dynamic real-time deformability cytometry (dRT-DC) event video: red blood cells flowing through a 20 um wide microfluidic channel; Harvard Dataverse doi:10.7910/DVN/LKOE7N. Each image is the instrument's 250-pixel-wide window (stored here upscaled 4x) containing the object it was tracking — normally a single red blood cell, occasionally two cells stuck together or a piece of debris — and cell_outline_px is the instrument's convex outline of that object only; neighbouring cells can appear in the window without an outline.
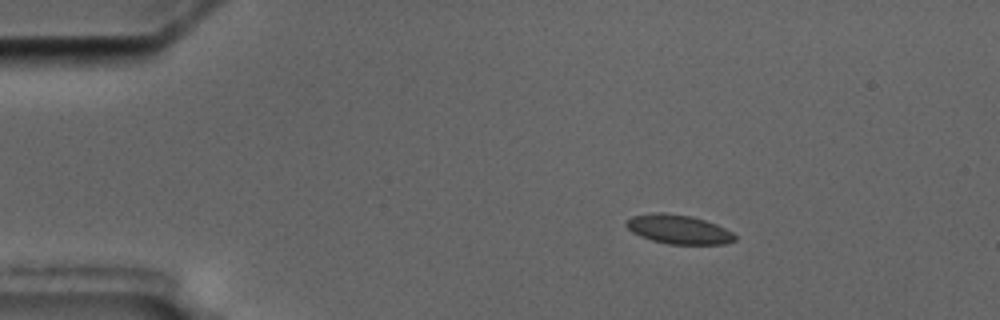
{"species": "common noctule bat (a hibernating species)", "species_latin": "Nyctalus noctula", "temperature_condition": "cold", "stored_images_in_passage": 4, "segment_of_instrument_passage": [1, 2], "camera_frame_rate_fps": 3000, "um_per_image_px": 0.085, "animal": {"sex": "male", "body_mass_g": 17.5, "forearm_length_mm": 52.3}, "frame": {"image": 1, "passage_image": 1, "time_ms": 0.0, "image_size_px": [1000, 320], "cell_outline_px": [[736, 240], [724, 244], [668, 244], [652, 240], [640, 236], [632, 232], [624, 224], [632, 216], [652, 212], [664, 212], [692, 216], [716, 224], [732, 232], [736, 236]], "centroid_in_image_um": [57.66, 19.49], "position_along_channel_um": 27.3, "area_um2": 18.44}}